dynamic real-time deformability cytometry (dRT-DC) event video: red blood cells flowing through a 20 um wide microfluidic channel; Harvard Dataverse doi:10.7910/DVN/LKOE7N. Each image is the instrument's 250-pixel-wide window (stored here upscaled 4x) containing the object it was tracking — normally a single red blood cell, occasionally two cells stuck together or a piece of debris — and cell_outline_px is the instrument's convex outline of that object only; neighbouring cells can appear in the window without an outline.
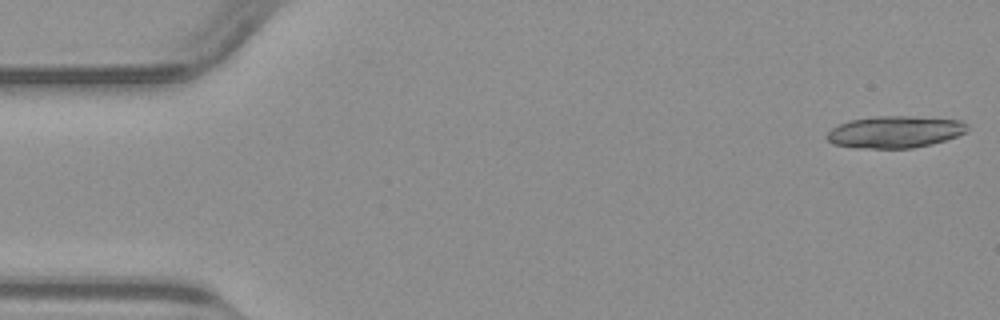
{"species": "common noctule bat (a hibernating species)", "species_latin": "Nyctalus noctula", "temperature_condition": "warm", "stored_images_in_passage": 16, "camera_frame_rate_fps": 3000, "um_per_image_px": 0.085, "animal": {"sex": "male", "body_mass_g": 23.1, "forearm_length_mm": 52.7}, "frame": {"image": 1, "passage_image": 1, "time_ms": 0.0, "image_size_px": [1000, 320], "cell_outline_px": [[968, 128], [964, 132], [956, 136], [932, 144], [912, 148], [856, 148], [832, 144], [824, 136], [832, 128], [840, 124], [852, 120], [876, 116], [908, 116], [960, 120], [968, 124]], "centroid_in_image_um": [76.04, 11.22], "position_along_channel_um": 9.0, "area_um2": 26.01}}
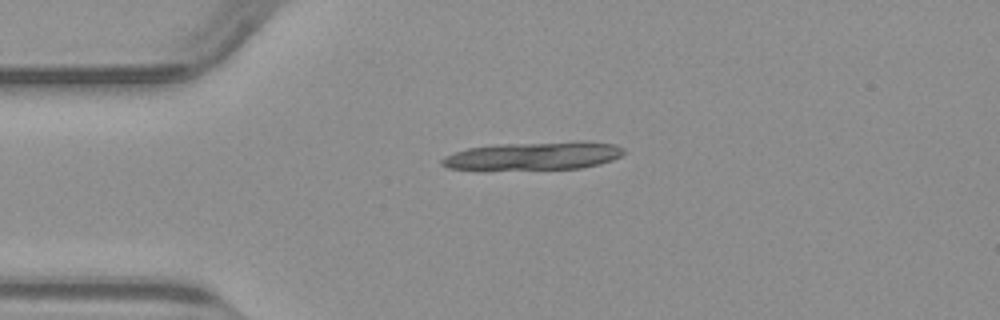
{"frame": {"image": 2, "passage_image": 11, "time_ms": 3.333, "image_size_px": [1000, 320], "cell_outline_px": [[624, 152], [620, 156], [612, 160], [600, 164], [580, 168], [484, 172], [480, 172], [448, 168], [440, 164], [440, 160], [444, 156], [468, 148], [500, 144], [616, 144], [624, 148]], "centroid_in_image_um": [45.14, 13.35], "position_along_channel_um": 39.9, "area_um2": 29.59}}